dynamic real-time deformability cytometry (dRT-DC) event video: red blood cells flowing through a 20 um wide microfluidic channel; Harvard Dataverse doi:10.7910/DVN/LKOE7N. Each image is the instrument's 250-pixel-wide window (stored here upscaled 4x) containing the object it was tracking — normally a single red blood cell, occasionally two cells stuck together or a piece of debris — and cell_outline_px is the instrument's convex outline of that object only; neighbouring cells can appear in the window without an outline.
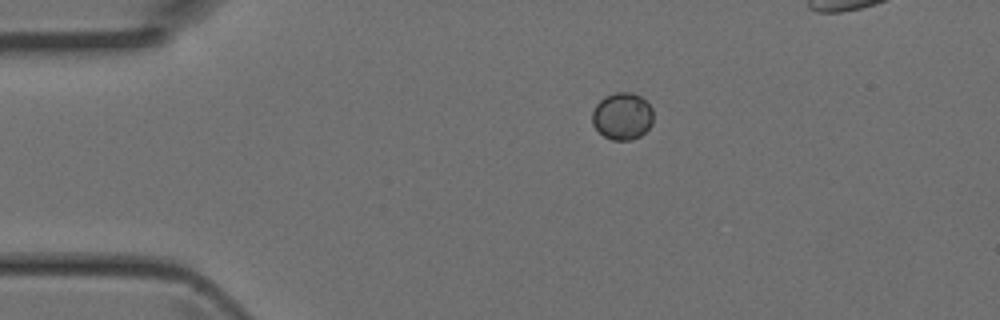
{"species": "Egyptian fruit bat (a non-hibernating species)", "species_latin": "Rousettus aegyptiacus", "temperature_condition": "room temperature", "stored_images_in_passage": 3, "camera_frame_rate_fps": 3000, "um_per_image_px": 0.085, "animal": {"sex": "female"}, "frame": {"image": 1, "passage_image": 1, "time_ms": 0.0, "image_size_px": [1000, 320], "cell_outline_px": [[652, 124], [640, 136], [632, 140], [612, 140], [604, 136], [592, 124], [592, 112], [596, 104], [604, 96], [616, 92], [632, 92], [640, 96], [652, 108]], "centroid_in_image_um": [52.88, 9.87], "position_along_channel_um": 32.1, "area_um2": 16.76}}